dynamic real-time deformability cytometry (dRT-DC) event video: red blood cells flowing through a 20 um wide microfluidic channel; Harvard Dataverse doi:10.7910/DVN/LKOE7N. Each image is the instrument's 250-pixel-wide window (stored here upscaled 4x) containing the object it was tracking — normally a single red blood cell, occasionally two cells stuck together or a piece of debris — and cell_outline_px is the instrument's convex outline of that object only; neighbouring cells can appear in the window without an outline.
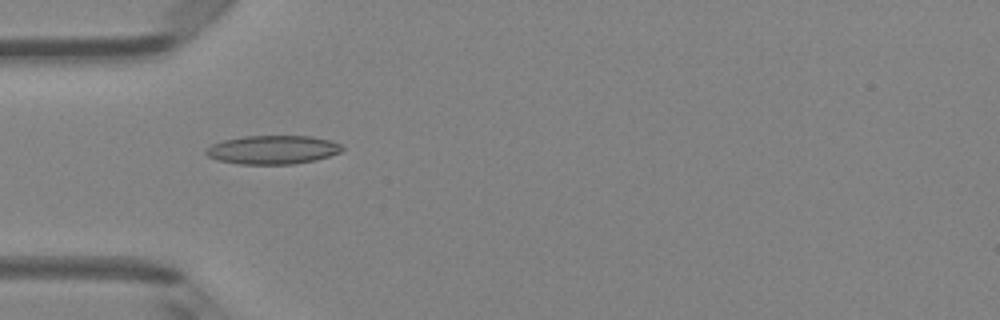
{"species": "Egyptian fruit bat (a non-hibernating species)", "species_latin": "Rousettus aegyptiacus", "temperature_condition": "room temperature", "stored_images_in_passage": 8, "camera_frame_rate_fps": 3000, "um_per_image_px": 0.085, "animal": {"sex": "female"}, "frame": {"image": 1, "passage_image": 5, "time_ms": 4.667, "image_size_px": [1000, 320], "cell_outline_px": [[344, 148], [340, 152], [316, 160], [292, 164], [240, 164], [216, 160], [208, 156], [204, 152], [212, 144], [224, 140], [244, 136], [312, 136], [328, 140], [340, 144]], "centroid_in_image_um": [23.17, 12.73], "position_along_channel_um": 61.8, "area_um2": 22.66}}
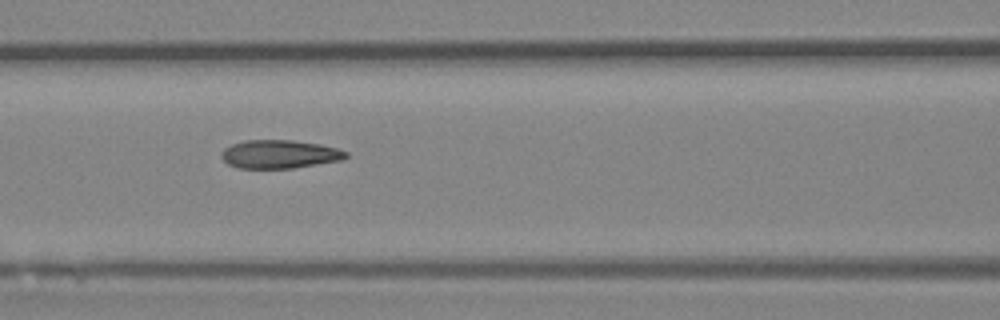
{"frame": {"image": 2, "passage_image": 7, "time_ms": 6.667, "image_size_px": [1000, 320], "cell_outline_px": [[348, 156], [344, 160], [292, 168], [236, 168], [228, 164], [220, 156], [220, 152], [224, 148], [232, 144], [244, 140], [292, 140], [320, 144], [336, 148], [348, 152]], "centroid_in_image_um": [23.75, 13.1], "position_along_channel_um": 142.8, "area_um2": 20.75}}
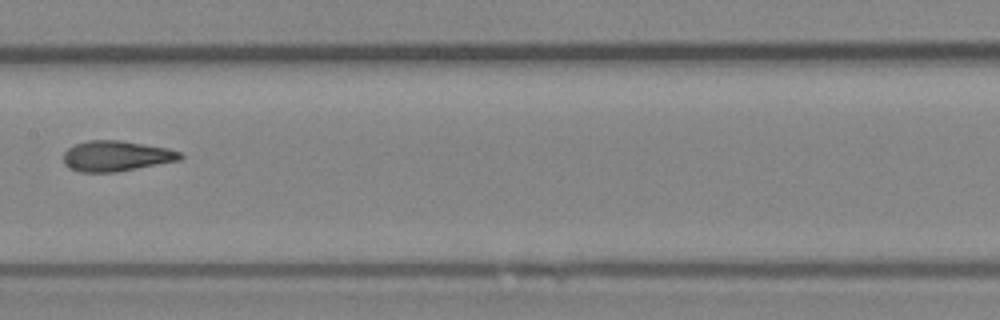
{"frame": {"image": 3, "passage_image": 8, "time_ms": 8.0, "image_size_px": [1000, 320], "cell_outline_px": [[184, 156], [180, 160], [116, 172], [80, 172], [64, 164], [64, 152], [68, 148], [76, 144], [88, 140], [120, 140], [168, 148], [180, 152]], "centroid_in_image_um": [9.89, 13.25], "position_along_channel_um": 197.5, "area_um2": 20.63}}